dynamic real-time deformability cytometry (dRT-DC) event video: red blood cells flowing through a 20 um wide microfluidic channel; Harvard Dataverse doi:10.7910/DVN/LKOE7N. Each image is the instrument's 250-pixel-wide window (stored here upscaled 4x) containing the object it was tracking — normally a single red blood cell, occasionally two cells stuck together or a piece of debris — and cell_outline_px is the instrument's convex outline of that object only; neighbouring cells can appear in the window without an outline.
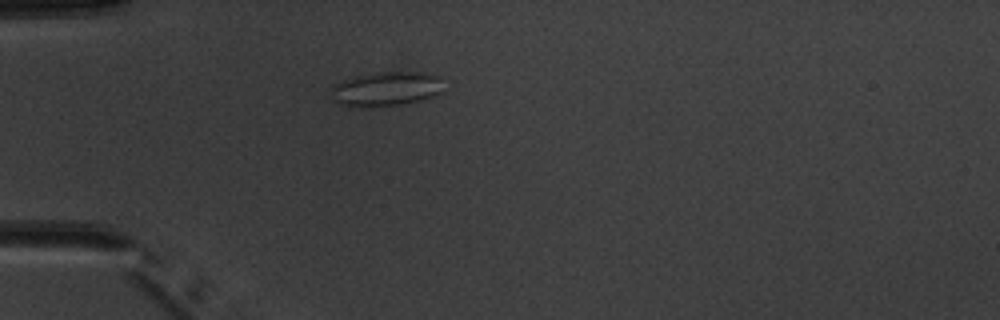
{"species": "common noctule bat (a hibernating species)", "species_latin": "Nyctalus noctula", "temperature_condition": "warm", "stored_images_in_passage": 3, "camera_frame_rate_fps": 3000, "um_per_image_px": 0.085, "animal": {"sex": "male", "body_mass_g": 20.1, "forearm_length_mm": 53.5}, "frame": {"image": 1, "passage_image": 3, "time_ms": 4.0, "image_size_px": [1000, 320], "cell_outline_px": [[444, 92], [436, 96], [408, 104], [360, 108], [340, 104], [332, 100], [328, 92], [332, 84], [352, 76], [384, 72], [424, 72], [440, 76]], "centroid_in_image_um": [32.8, 7.57], "position_along_channel_um": 52.2, "area_um2": 23.41}}